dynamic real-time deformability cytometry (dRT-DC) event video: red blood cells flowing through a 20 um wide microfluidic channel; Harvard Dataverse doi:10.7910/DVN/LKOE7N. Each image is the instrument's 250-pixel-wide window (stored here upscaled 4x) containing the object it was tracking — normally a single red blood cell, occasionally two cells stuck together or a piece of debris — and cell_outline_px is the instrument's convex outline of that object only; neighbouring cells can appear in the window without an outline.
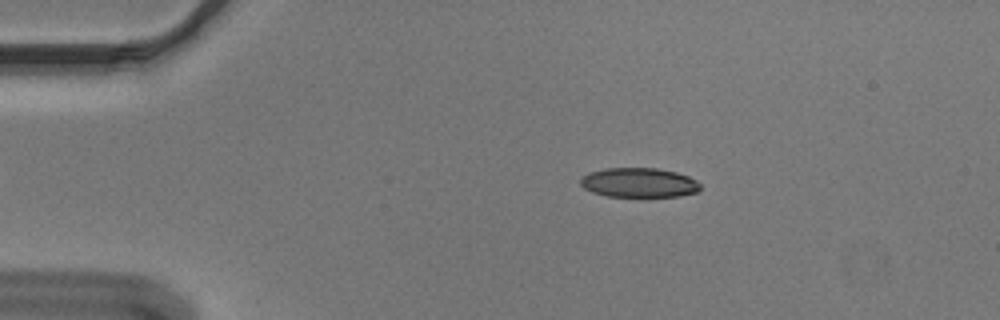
{"species": "Egyptian fruit bat (a non-hibernating species)", "species_latin": "Rousettus aegyptiacus", "temperature_condition": "cold", "stored_images_in_passage": 50, "camera_frame_rate_fps": 3000, "um_per_image_px": 0.085, "animal": {"sex": "male"}, "frame": {"image": 1, "passage_image": 6, "time_ms": 1.667, "image_size_px": [1000, 320], "cell_outline_px": [[700, 188], [696, 192], [680, 196], [640, 200], [608, 196], [592, 192], [584, 188], [580, 184], [580, 180], [588, 172], [608, 168], [656, 168], [676, 172], [688, 176], [696, 180], [700, 184]], "centroid_in_image_um": [54.32, 15.58], "position_along_channel_um": 30.7, "area_um2": 21.5}}
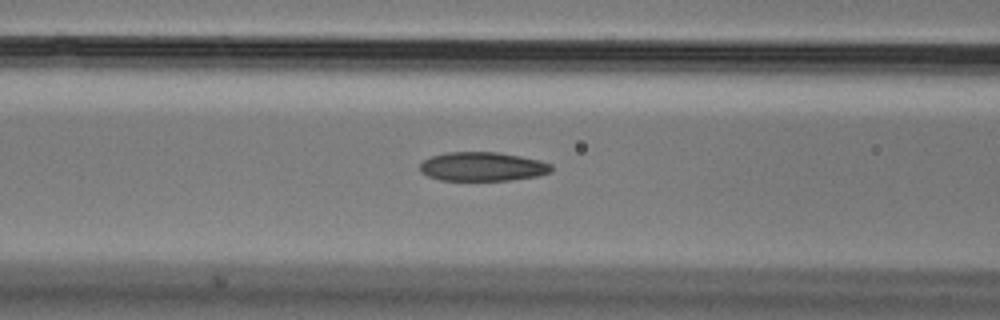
{"frame": {"image": 2, "passage_image": 18, "time_ms": 5.667, "image_size_px": [1000, 320], "cell_outline_px": [[552, 172], [536, 176], [508, 180], [440, 180], [428, 176], [420, 172], [420, 164], [424, 160], [432, 156], [444, 152], [496, 152], [520, 156], [540, 160], [552, 164]], "centroid_in_image_um": [41.01, 14.15], "position_along_channel_um": 125.6, "area_um2": 22.2}}
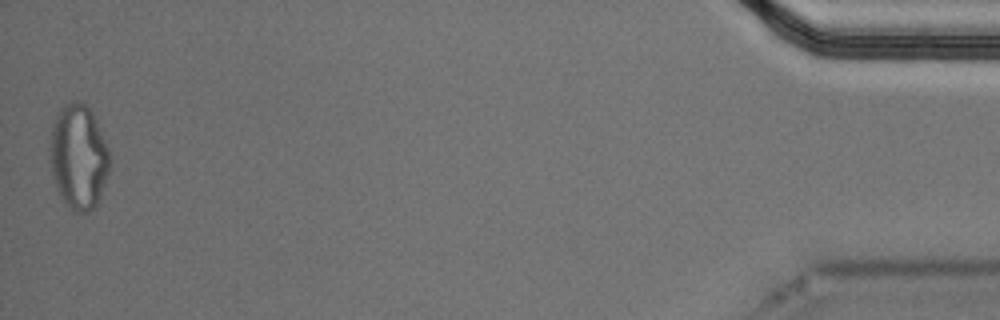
{"frame": {"image": 3, "passage_image": 50, "time_ms": 16.333, "image_size_px": [1000, 320], "cell_outline_px": [[112, 160], [96, 208], [88, 212], [72, 212], [64, 204], [56, 188], [52, 176], [48, 160], [48, 148], [52, 124], [60, 108], [64, 104], [76, 100], [84, 104], [92, 112], [112, 156]], "centroid_in_image_um": [6.65, 13.36], "position_along_channel_um": 428.6, "area_um2": 37.34}, "authors_computed_cell_mechanics": {"area_um2": 22.8021, "velocity_mm_per_s": 3.6618, "shape_relaxation_time_tau1_ms": null, "shape_relaxation_time_tau2_ms": 3.9632, "deformation_change_tau1": null, "deformation_change_tau2": 0.1136}}